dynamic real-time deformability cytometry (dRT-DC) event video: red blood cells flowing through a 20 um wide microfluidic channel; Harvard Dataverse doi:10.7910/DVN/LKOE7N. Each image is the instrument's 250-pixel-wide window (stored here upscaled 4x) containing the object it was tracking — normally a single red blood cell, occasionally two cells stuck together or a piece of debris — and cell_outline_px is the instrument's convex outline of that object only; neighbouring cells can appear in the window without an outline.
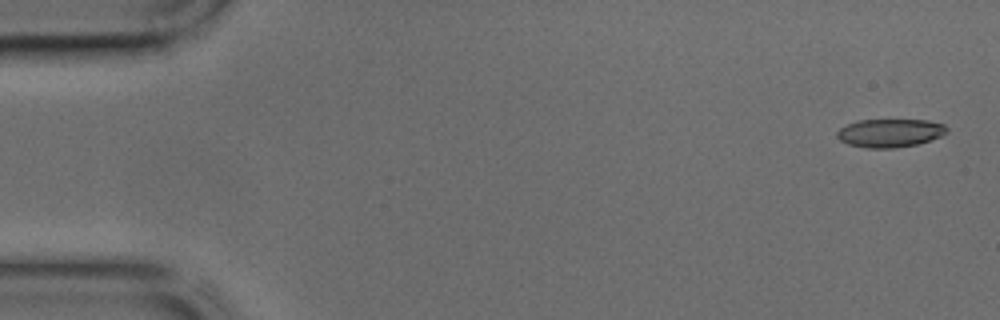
{"species": "common noctule bat (a hibernating species)", "species_latin": "Nyctalus noctula", "temperature_condition": "cold", "stored_images_in_passage": 44, "camera_frame_rate_fps": 3000, "um_per_image_px": 0.085, "animal": {"sex": "male", "body_mass_g": 17.9, "forearm_length_mm": 54.2}, "frame": {"image": 1, "passage_image": 2, "time_ms": 0.333, "image_size_px": [1000, 320], "cell_outline_px": [[948, 132], [940, 136], [916, 144], [896, 148], [868, 148], [848, 144], [840, 140], [836, 136], [836, 132], [840, 128], [848, 124], [860, 120], [928, 120], [944, 124], [948, 128]], "centroid_in_image_um": [75.64, 11.3], "position_along_channel_um": 9.4, "area_um2": 18.03}}
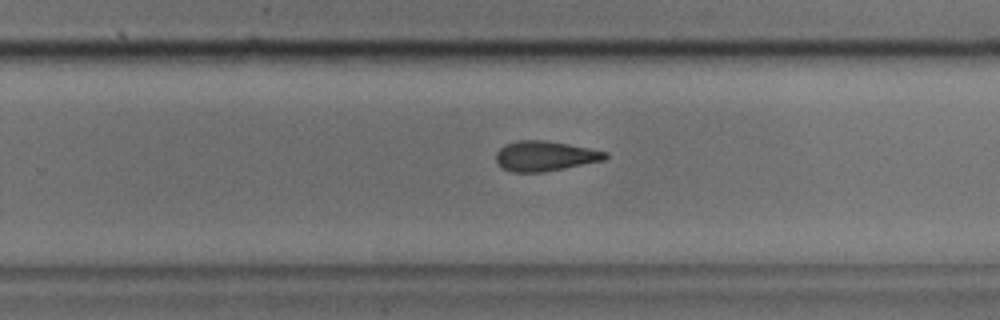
{"frame": {"image": 2, "passage_image": 28, "time_ms": 9.0, "image_size_px": [1000, 320], "cell_outline_px": [[608, 156], [604, 160], [544, 172], [512, 172], [500, 168], [496, 160], [496, 152], [504, 144], [516, 140], [544, 140], [568, 144], [608, 152]], "centroid_in_image_um": [46.27, 13.26], "position_along_channel_um": 283.5, "area_um2": 19.19}}
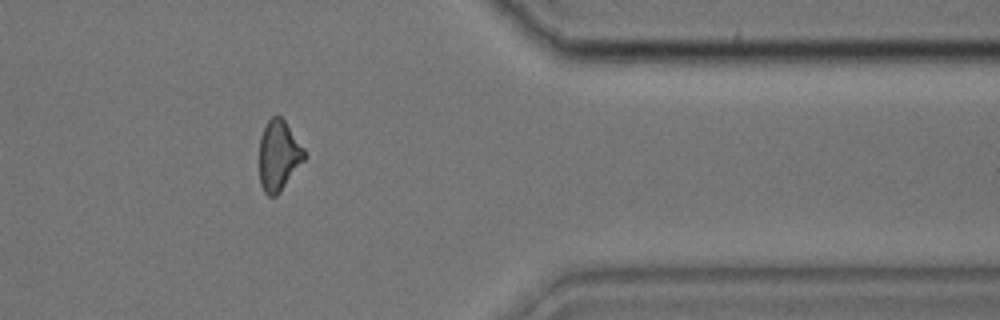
{"frame": {"image": 3, "passage_image": 36, "time_ms": 11.667, "image_size_px": [1000, 320], "cell_outline_px": [[304, 160], [280, 192], [276, 196], [268, 196], [264, 192], [260, 184], [260, 136], [268, 120], [272, 116], [280, 116], [284, 120], [304, 148]], "centroid_in_image_um": [23.67, 13.23], "position_along_channel_um": 387.7, "area_um2": 18.21}}